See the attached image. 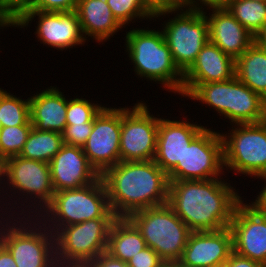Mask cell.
<instances>
[{
  "label": "cell",
  "mask_w": 266,
  "mask_h": 267,
  "mask_svg": "<svg viewBox=\"0 0 266 267\" xmlns=\"http://www.w3.org/2000/svg\"><path fill=\"white\" fill-rule=\"evenodd\" d=\"M129 267H165V262L150 247L141 250L135 257L128 260Z\"/></svg>",
  "instance_id": "cell-34"
},
{
  "label": "cell",
  "mask_w": 266,
  "mask_h": 267,
  "mask_svg": "<svg viewBox=\"0 0 266 267\" xmlns=\"http://www.w3.org/2000/svg\"><path fill=\"white\" fill-rule=\"evenodd\" d=\"M27 231L12 227L3 238H0V242L11 253L17 267H55L53 264L57 263L49 261L48 253H51L49 249L52 247L49 239L42 233Z\"/></svg>",
  "instance_id": "cell-21"
},
{
  "label": "cell",
  "mask_w": 266,
  "mask_h": 267,
  "mask_svg": "<svg viewBox=\"0 0 266 267\" xmlns=\"http://www.w3.org/2000/svg\"><path fill=\"white\" fill-rule=\"evenodd\" d=\"M229 228L233 251L266 266V214L241 201L234 210Z\"/></svg>",
  "instance_id": "cell-13"
},
{
  "label": "cell",
  "mask_w": 266,
  "mask_h": 267,
  "mask_svg": "<svg viewBox=\"0 0 266 267\" xmlns=\"http://www.w3.org/2000/svg\"><path fill=\"white\" fill-rule=\"evenodd\" d=\"M261 177L266 179V174L261 175ZM257 199L252 206L259 212L266 214V186Z\"/></svg>",
  "instance_id": "cell-41"
},
{
  "label": "cell",
  "mask_w": 266,
  "mask_h": 267,
  "mask_svg": "<svg viewBox=\"0 0 266 267\" xmlns=\"http://www.w3.org/2000/svg\"><path fill=\"white\" fill-rule=\"evenodd\" d=\"M213 10L215 13L211 18L206 17L209 41L236 60L253 44L255 38L226 7Z\"/></svg>",
  "instance_id": "cell-20"
},
{
  "label": "cell",
  "mask_w": 266,
  "mask_h": 267,
  "mask_svg": "<svg viewBox=\"0 0 266 267\" xmlns=\"http://www.w3.org/2000/svg\"><path fill=\"white\" fill-rule=\"evenodd\" d=\"M7 170H8V158L0 155V177L1 175L7 176Z\"/></svg>",
  "instance_id": "cell-43"
},
{
  "label": "cell",
  "mask_w": 266,
  "mask_h": 267,
  "mask_svg": "<svg viewBox=\"0 0 266 267\" xmlns=\"http://www.w3.org/2000/svg\"><path fill=\"white\" fill-rule=\"evenodd\" d=\"M0 121L2 127L25 125L30 121V101H22L0 90Z\"/></svg>",
  "instance_id": "cell-28"
},
{
  "label": "cell",
  "mask_w": 266,
  "mask_h": 267,
  "mask_svg": "<svg viewBox=\"0 0 266 267\" xmlns=\"http://www.w3.org/2000/svg\"><path fill=\"white\" fill-rule=\"evenodd\" d=\"M76 12L82 33L92 35L98 41L108 39L122 27L106 0H78Z\"/></svg>",
  "instance_id": "cell-23"
},
{
  "label": "cell",
  "mask_w": 266,
  "mask_h": 267,
  "mask_svg": "<svg viewBox=\"0 0 266 267\" xmlns=\"http://www.w3.org/2000/svg\"><path fill=\"white\" fill-rule=\"evenodd\" d=\"M235 77L263 97L266 94V49L254 41L235 60Z\"/></svg>",
  "instance_id": "cell-25"
},
{
  "label": "cell",
  "mask_w": 266,
  "mask_h": 267,
  "mask_svg": "<svg viewBox=\"0 0 266 267\" xmlns=\"http://www.w3.org/2000/svg\"><path fill=\"white\" fill-rule=\"evenodd\" d=\"M93 130V123L66 124L62 133L63 142L67 145L82 147Z\"/></svg>",
  "instance_id": "cell-32"
},
{
  "label": "cell",
  "mask_w": 266,
  "mask_h": 267,
  "mask_svg": "<svg viewBox=\"0 0 266 267\" xmlns=\"http://www.w3.org/2000/svg\"><path fill=\"white\" fill-rule=\"evenodd\" d=\"M227 267H266L264 264L251 260L250 258L243 257L234 251L225 262Z\"/></svg>",
  "instance_id": "cell-38"
},
{
  "label": "cell",
  "mask_w": 266,
  "mask_h": 267,
  "mask_svg": "<svg viewBox=\"0 0 266 267\" xmlns=\"http://www.w3.org/2000/svg\"><path fill=\"white\" fill-rule=\"evenodd\" d=\"M255 42L262 48L266 49V24L261 31L254 37Z\"/></svg>",
  "instance_id": "cell-42"
},
{
  "label": "cell",
  "mask_w": 266,
  "mask_h": 267,
  "mask_svg": "<svg viewBox=\"0 0 266 267\" xmlns=\"http://www.w3.org/2000/svg\"><path fill=\"white\" fill-rule=\"evenodd\" d=\"M10 24H12V25H17L18 24V22L17 21H0V25L2 26V25H10Z\"/></svg>",
  "instance_id": "cell-45"
},
{
  "label": "cell",
  "mask_w": 266,
  "mask_h": 267,
  "mask_svg": "<svg viewBox=\"0 0 266 267\" xmlns=\"http://www.w3.org/2000/svg\"><path fill=\"white\" fill-rule=\"evenodd\" d=\"M165 267H182L179 263L165 264Z\"/></svg>",
  "instance_id": "cell-46"
},
{
  "label": "cell",
  "mask_w": 266,
  "mask_h": 267,
  "mask_svg": "<svg viewBox=\"0 0 266 267\" xmlns=\"http://www.w3.org/2000/svg\"><path fill=\"white\" fill-rule=\"evenodd\" d=\"M116 218H95L82 223L63 226L62 232L55 238L60 255L69 266L82 267L107 251L110 227ZM65 228V229H64ZM62 252V253H61ZM72 264V265H71ZM64 265L62 267H64ZM71 265V266H70Z\"/></svg>",
  "instance_id": "cell-6"
},
{
  "label": "cell",
  "mask_w": 266,
  "mask_h": 267,
  "mask_svg": "<svg viewBox=\"0 0 266 267\" xmlns=\"http://www.w3.org/2000/svg\"><path fill=\"white\" fill-rule=\"evenodd\" d=\"M225 7L254 37L266 24V1L226 0Z\"/></svg>",
  "instance_id": "cell-27"
},
{
  "label": "cell",
  "mask_w": 266,
  "mask_h": 267,
  "mask_svg": "<svg viewBox=\"0 0 266 267\" xmlns=\"http://www.w3.org/2000/svg\"><path fill=\"white\" fill-rule=\"evenodd\" d=\"M212 267H227L226 264H221V265H217V266H212Z\"/></svg>",
  "instance_id": "cell-47"
},
{
  "label": "cell",
  "mask_w": 266,
  "mask_h": 267,
  "mask_svg": "<svg viewBox=\"0 0 266 267\" xmlns=\"http://www.w3.org/2000/svg\"><path fill=\"white\" fill-rule=\"evenodd\" d=\"M162 33L174 63L183 74L209 41L208 22L201 10H186L168 22Z\"/></svg>",
  "instance_id": "cell-8"
},
{
  "label": "cell",
  "mask_w": 266,
  "mask_h": 267,
  "mask_svg": "<svg viewBox=\"0 0 266 267\" xmlns=\"http://www.w3.org/2000/svg\"><path fill=\"white\" fill-rule=\"evenodd\" d=\"M159 119L143 103L121 108L120 161H149L156 153Z\"/></svg>",
  "instance_id": "cell-11"
},
{
  "label": "cell",
  "mask_w": 266,
  "mask_h": 267,
  "mask_svg": "<svg viewBox=\"0 0 266 267\" xmlns=\"http://www.w3.org/2000/svg\"><path fill=\"white\" fill-rule=\"evenodd\" d=\"M82 267H129V265L127 262H123L120 259L114 258L109 253L104 252Z\"/></svg>",
  "instance_id": "cell-37"
},
{
  "label": "cell",
  "mask_w": 266,
  "mask_h": 267,
  "mask_svg": "<svg viewBox=\"0 0 266 267\" xmlns=\"http://www.w3.org/2000/svg\"><path fill=\"white\" fill-rule=\"evenodd\" d=\"M34 0H0L1 7L17 22L32 10Z\"/></svg>",
  "instance_id": "cell-36"
},
{
  "label": "cell",
  "mask_w": 266,
  "mask_h": 267,
  "mask_svg": "<svg viewBox=\"0 0 266 267\" xmlns=\"http://www.w3.org/2000/svg\"><path fill=\"white\" fill-rule=\"evenodd\" d=\"M121 109L103 107L94 117L93 130L82 146L89 163L101 175L120 162Z\"/></svg>",
  "instance_id": "cell-12"
},
{
  "label": "cell",
  "mask_w": 266,
  "mask_h": 267,
  "mask_svg": "<svg viewBox=\"0 0 266 267\" xmlns=\"http://www.w3.org/2000/svg\"><path fill=\"white\" fill-rule=\"evenodd\" d=\"M7 177L13 187L39 196L45 206L53 199L55 190L52 185L49 163L27 159L21 156L8 158Z\"/></svg>",
  "instance_id": "cell-19"
},
{
  "label": "cell",
  "mask_w": 266,
  "mask_h": 267,
  "mask_svg": "<svg viewBox=\"0 0 266 267\" xmlns=\"http://www.w3.org/2000/svg\"><path fill=\"white\" fill-rule=\"evenodd\" d=\"M49 166L55 192L84 187L101 176L80 146L63 144Z\"/></svg>",
  "instance_id": "cell-15"
},
{
  "label": "cell",
  "mask_w": 266,
  "mask_h": 267,
  "mask_svg": "<svg viewBox=\"0 0 266 267\" xmlns=\"http://www.w3.org/2000/svg\"><path fill=\"white\" fill-rule=\"evenodd\" d=\"M188 96L213 106L235 124L258 123L266 118L263 98L235 76L226 81L199 84Z\"/></svg>",
  "instance_id": "cell-4"
},
{
  "label": "cell",
  "mask_w": 266,
  "mask_h": 267,
  "mask_svg": "<svg viewBox=\"0 0 266 267\" xmlns=\"http://www.w3.org/2000/svg\"><path fill=\"white\" fill-rule=\"evenodd\" d=\"M84 99H73L67 102L66 124L94 123V117L103 108Z\"/></svg>",
  "instance_id": "cell-30"
},
{
  "label": "cell",
  "mask_w": 266,
  "mask_h": 267,
  "mask_svg": "<svg viewBox=\"0 0 266 267\" xmlns=\"http://www.w3.org/2000/svg\"><path fill=\"white\" fill-rule=\"evenodd\" d=\"M233 252L229 227L216 231H192L179 264L182 267H212L224 264Z\"/></svg>",
  "instance_id": "cell-14"
},
{
  "label": "cell",
  "mask_w": 266,
  "mask_h": 267,
  "mask_svg": "<svg viewBox=\"0 0 266 267\" xmlns=\"http://www.w3.org/2000/svg\"><path fill=\"white\" fill-rule=\"evenodd\" d=\"M78 0H34L32 10L45 12L76 11Z\"/></svg>",
  "instance_id": "cell-33"
},
{
  "label": "cell",
  "mask_w": 266,
  "mask_h": 267,
  "mask_svg": "<svg viewBox=\"0 0 266 267\" xmlns=\"http://www.w3.org/2000/svg\"><path fill=\"white\" fill-rule=\"evenodd\" d=\"M0 267H17L8 249L0 242Z\"/></svg>",
  "instance_id": "cell-39"
},
{
  "label": "cell",
  "mask_w": 266,
  "mask_h": 267,
  "mask_svg": "<svg viewBox=\"0 0 266 267\" xmlns=\"http://www.w3.org/2000/svg\"><path fill=\"white\" fill-rule=\"evenodd\" d=\"M239 196L226 183L209 180H169L167 204L191 231L229 227Z\"/></svg>",
  "instance_id": "cell-1"
},
{
  "label": "cell",
  "mask_w": 266,
  "mask_h": 267,
  "mask_svg": "<svg viewBox=\"0 0 266 267\" xmlns=\"http://www.w3.org/2000/svg\"><path fill=\"white\" fill-rule=\"evenodd\" d=\"M252 1L265 2L266 0H252Z\"/></svg>",
  "instance_id": "cell-49"
},
{
  "label": "cell",
  "mask_w": 266,
  "mask_h": 267,
  "mask_svg": "<svg viewBox=\"0 0 266 267\" xmlns=\"http://www.w3.org/2000/svg\"><path fill=\"white\" fill-rule=\"evenodd\" d=\"M35 15H38L40 19L37 33L43 43L62 49L82 44L85 40L81 34L82 30L76 11L45 12L31 10L18 21L17 25H28Z\"/></svg>",
  "instance_id": "cell-17"
},
{
  "label": "cell",
  "mask_w": 266,
  "mask_h": 267,
  "mask_svg": "<svg viewBox=\"0 0 266 267\" xmlns=\"http://www.w3.org/2000/svg\"><path fill=\"white\" fill-rule=\"evenodd\" d=\"M204 129L194 124L159 119L154 162L168 174L182 163L186 146Z\"/></svg>",
  "instance_id": "cell-18"
},
{
  "label": "cell",
  "mask_w": 266,
  "mask_h": 267,
  "mask_svg": "<svg viewBox=\"0 0 266 267\" xmlns=\"http://www.w3.org/2000/svg\"><path fill=\"white\" fill-rule=\"evenodd\" d=\"M32 128L30 121L25 125L2 127L0 129V155L6 158L18 156Z\"/></svg>",
  "instance_id": "cell-29"
},
{
  "label": "cell",
  "mask_w": 266,
  "mask_h": 267,
  "mask_svg": "<svg viewBox=\"0 0 266 267\" xmlns=\"http://www.w3.org/2000/svg\"><path fill=\"white\" fill-rule=\"evenodd\" d=\"M223 164L222 135L204 128L186 146L182 163H177L167 177L175 181L214 179Z\"/></svg>",
  "instance_id": "cell-10"
},
{
  "label": "cell",
  "mask_w": 266,
  "mask_h": 267,
  "mask_svg": "<svg viewBox=\"0 0 266 267\" xmlns=\"http://www.w3.org/2000/svg\"><path fill=\"white\" fill-rule=\"evenodd\" d=\"M107 198V191L100 176L95 182L84 187L55 192L47 208L53 215H58V221L62 220L63 223L60 224L64 226L95 218H117L110 209Z\"/></svg>",
  "instance_id": "cell-7"
},
{
  "label": "cell",
  "mask_w": 266,
  "mask_h": 267,
  "mask_svg": "<svg viewBox=\"0 0 266 267\" xmlns=\"http://www.w3.org/2000/svg\"><path fill=\"white\" fill-rule=\"evenodd\" d=\"M113 16L124 25L132 17H150L145 9L143 0H106Z\"/></svg>",
  "instance_id": "cell-31"
},
{
  "label": "cell",
  "mask_w": 266,
  "mask_h": 267,
  "mask_svg": "<svg viewBox=\"0 0 266 267\" xmlns=\"http://www.w3.org/2000/svg\"><path fill=\"white\" fill-rule=\"evenodd\" d=\"M146 247L140 231L127 217H117L113 221L108 235L107 253L128 262Z\"/></svg>",
  "instance_id": "cell-24"
},
{
  "label": "cell",
  "mask_w": 266,
  "mask_h": 267,
  "mask_svg": "<svg viewBox=\"0 0 266 267\" xmlns=\"http://www.w3.org/2000/svg\"><path fill=\"white\" fill-rule=\"evenodd\" d=\"M143 3L146 11L152 17H158V15H163L185 6V0H143Z\"/></svg>",
  "instance_id": "cell-35"
},
{
  "label": "cell",
  "mask_w": 266,
  "mask_h": 267,
  "mask_svg": "<svg viewBox=\"0 0 266 267\" xmlns=\"http://www.w3.org/2000/svg\"><path fill=\"white\" fill-rule=\"evenodd\" d=\"M101 178L116 217L167 204L169 180L154 160L120 161L106 169Z\"/></svg>",
  "instance_id": "cell-2"
},
{
  "label": "cell",
  "mask_w": 266,
  "mask_h": 267,
  "mask_svg": "<svg viewBox=\"0 0 266 267\" xmlns=\"http://www.w3.org/2000/svg\"><path fill=\"white\" fill-rule=\"evenodd\" d=\"M234 76L235 60L208 41L183 74L182 94L188 96L199 84L226 81Z\"/></svg>",
  "instance_id": "cell-16"
},
{
  "label": "cell",
  "mask_w": 266,
  "mask_h": 267,
  "mask_svg": "<svg viewBox=\"0 0 266 267\" xmlns=\"http://www.w3.org/2000/svg\"><path fill=\"white\" fill-rule=\"evenodd\" d=\"M0 21H16L0 5Z\"/></svg>",
  "instance_id": "cell-44"
},
{
  "label": "cell",
  "mask_w": 266,
  "mask_h": 267,
  "mask_svg": "<svg viewBox=\"0 0 266 267\" xmlns=\"http://www.w3.org/2000/svg\"><path fill=\"white\" fill-rule=\"evenodd\" d=\"M241 128L224 136V166L248 175L266 174V122L238 124Z\"/></svg>",
  "instance_id": "cell-9"
},
{
  "label": "cell",
  "mask_w": 266,
  "mask_h": 267,
  "mask_svg": "<svg viewBox=\"0 0 266 267\" xmlns=\"http://www.w3.org/2000/svg\"><path fill=\"white\" fill-rule=\"evenodd\" d=\"M126 43L137 74L161 81L171 90L182 94L183 73L174 63L162 32L132 30L126 35ZM178 75L180 79H176Z\"/></svg>",
  "instance_id": "cell-5"
},
{
  "label": "cell",
  "mask_w": 266,
  "mask_h": 267,
  "mask_svg": "<svg viewBox=\"0 0 266 267\" xmlns=\"http://www.w3.org/2000/svg\"><path fill=\"white\" fill-rule=\"evenodd\" d=\"M30 122L40 131L63 133L66 127L67 102L56 88L48 89L29 99Z\"/></svg>",
  "instance_id": "cell-22"
},
{
  "label": "cell",
  "mask_w": 266,
  "mask_h": 267,
  "mask_svg": "<svg viewBox=\"0 0 266 267\" xmlns=\"http://www.w3.org/2000/svg\"><path fill=\"white\" fill-rule=\"evenodd\" d=\"M127 218L166 264L179 262L192 231L168 204L136 211Z\"/></svg>",
  "instance_id": "cell-3"
},
{
  "label": "cell",
  "mask_w": 266,
  "mask_h": 267,
  "mask_svg": "<svg viewBox=\"0 0 266 267\" xmlns=\"http://www.w3.org/2000/svg\"><path fill=\"white\" fill-rule=\"evenodd\" d=\"M193 2H194L193 0H185V6L186 5L187 6L188 5L192 6L193 8L192 7L189 8L190 10H199L200 8L197 9L196 6H193L194 5ZM201 2H203L207 6L209 5L212 8H221V7H225L226 6V0H201Z\"/></svg>",
  "instance_id": "cell-40"
},
{
  "label": "cell",
  "mask_w": 266,
  "mask_h": 267,
  "mask_svg": "<svg viewBox=\"0 0 266 267\" xmlns=\"http://www.w3.org/2000/svg\"><path fill=\"white\" fill-rule=\"evenodd\" d=\"M262 98H263V101H264V104H265V107H266V94Z\"/></svg>",
  "instance_id": "cell-48"
},
{
  "label": "cell",
  "mask_w": 266,
  "mask_h": 267,
  "mask_svg": "<svg viewBox=\"0 0 266 267\" xmlns=\"http://www.w3.org/2000/svg\"><path fill=\"white\" fill-rule=\"evenodd\" d=\"M63 144L61 133L33 127L19 156L49 163Z\"/></svg>",
  "instance_id": "cell-26"
}]
</instances>
